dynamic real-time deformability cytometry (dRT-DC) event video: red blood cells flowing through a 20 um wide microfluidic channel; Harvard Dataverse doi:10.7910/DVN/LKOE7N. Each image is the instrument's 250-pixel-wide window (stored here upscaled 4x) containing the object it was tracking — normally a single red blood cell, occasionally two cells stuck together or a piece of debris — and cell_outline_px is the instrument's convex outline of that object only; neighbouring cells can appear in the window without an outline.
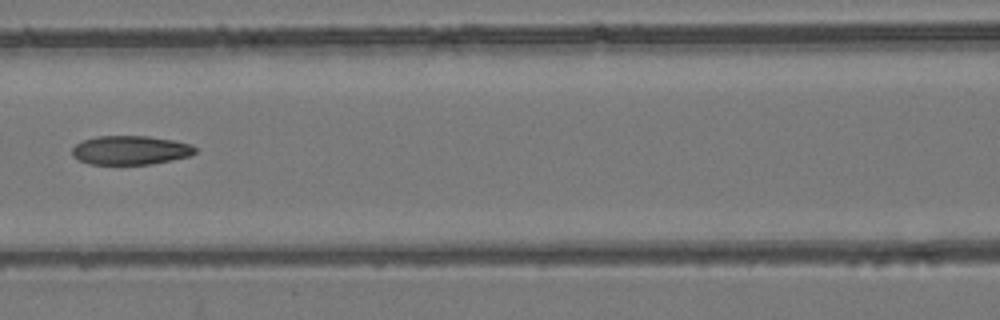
{"species": "common noctule bat (a hibernating species)", "species_latin": "Nyctalus noctula", "temperature_condition": "room temperature", "stored_images_in_passage": 8, "camera_frame_rate_fps": 3000, "um_per_image_px": 0.085, "animal": {"sex": "female", "body_mass_g": 24.6, "forearm_length_mm": 56.2}, "frame": {"image": 1, "passage_image": 8, "time_ms": 8.0, "image_size_px": [1000, 320], "cell_outline_px": [[196, 152], [192, 156], [152, 164], [88, 164], [72, 156], [72, 148], [76, 144], [84, 140], [96, 136], [148, 136], [176, 140], [192, 144], [196, 148]], "centroid_in_image_um": [11.13, 12.76], "position_along_channel_um": 155.5, "area_um2": 20.98}}